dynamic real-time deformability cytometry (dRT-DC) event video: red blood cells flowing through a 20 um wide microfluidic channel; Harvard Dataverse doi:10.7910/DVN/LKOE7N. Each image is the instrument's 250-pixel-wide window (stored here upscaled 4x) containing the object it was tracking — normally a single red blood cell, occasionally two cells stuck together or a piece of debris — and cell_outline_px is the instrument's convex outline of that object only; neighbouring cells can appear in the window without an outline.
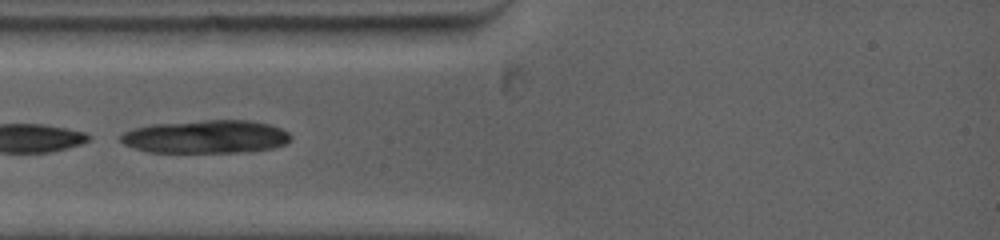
{"species": "common noctule bat (a hibernating species)", "species_latin": "Nyctalus noctula", "temperature_condition": "warm", "stored_images_in_passage": 15, "camera_frame_rate_fps": 5000, "um_per_image_px": 0.085, "animal": {"sex": "female", "body_mass_g": 19.0, "forearm_length_mm": 53.3}, "frame": {"image": 1, "passage_image": 1, "time_ms": 0.0, "image_size_px": [1000, 240], "cell_outline_px": [[292, 140], [284, 144], [272, 148], [248, 152], [148, 152], [124, 144], [120, 140], [120, 136], [124, 132], [132, 128], [152, 124], [204, 120], [252, 120], [268, 124], [280, 128], [288, 132], [292, 136]], "centroid_in_image_um": [17.52, 11.62], "position_along_channel_um": 67.5, "area_um2": 33.0}}
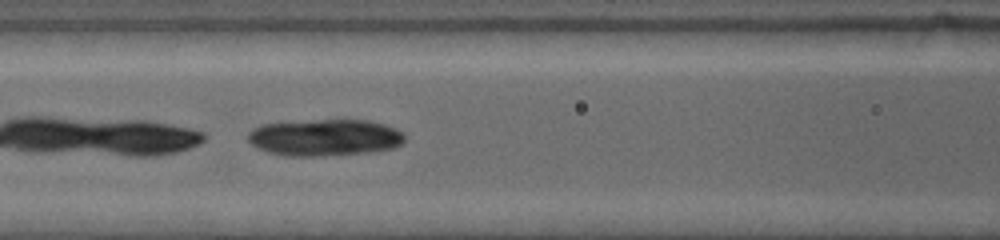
{"frame": {"image": 2, "passage_image": 6, "time_ms": 1.8, "image_size_px": [1000, 240], "cell_outline_px": [[404, 144], [392, 148], [372, 152], [324, 156], [284, 156], [268, 152], [256, 148], [248, 140], [248, 132], [252, 128], [260, 124], [320, 120], [368, 120], [384, 124], [400, 132], [404, 136]], "centroid_in_image_um": [27.57, 11.7], "position_along_channel_um": 139.0, "area_um2": 33.64}}
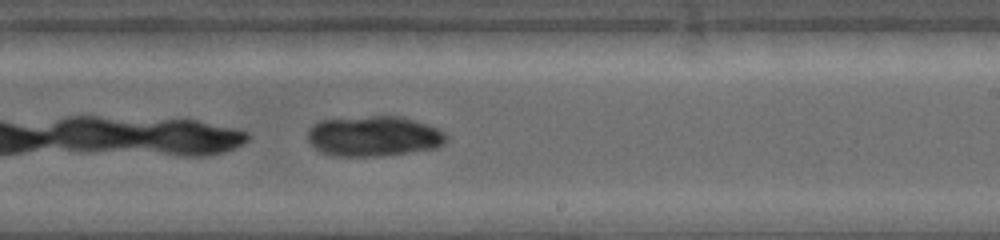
{"frame": {"image": 3, "passage_image": 15, "time_ms": 4.8, "image_size_px": [1000, 240], "cell_outline_px": [[448, 140], [444, 144], [436, 148], [380, 156], [336, 156], [320, 152], [308, 140], [308, 128], [312, 124], [320, 120], [372, 116], [400, 116], [436, 128], [444, 132], [448, 136]], "centroid_in_image_um": [31.75, 11.58], "position_along_channel_um": 257.2, "area_um2": 32.48}}